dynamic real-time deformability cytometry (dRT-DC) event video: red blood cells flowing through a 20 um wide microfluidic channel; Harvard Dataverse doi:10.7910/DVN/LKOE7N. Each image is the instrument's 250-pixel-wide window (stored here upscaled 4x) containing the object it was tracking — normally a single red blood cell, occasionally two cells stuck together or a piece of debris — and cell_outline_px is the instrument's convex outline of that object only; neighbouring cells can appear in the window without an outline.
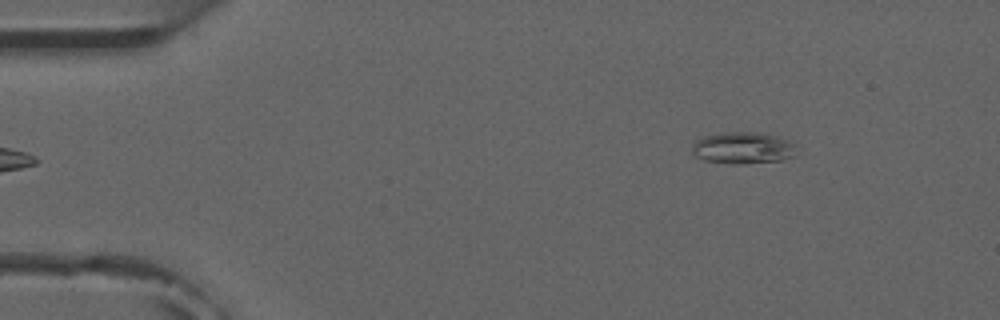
{"species": "common noctule bat (a hibernating species)", "species_latin": "Nyctalus noctula", "temperature_condition": "room temperature", "stored_images_in_passage": 5, "camera_frame_rate_fps": 3000, "um_per_image_px": 0.085, "animal": {"sex": "male", "forearm_length_mm": 52.5}, "frame": {"image": 1, "passage_image": 5, "time_ms": 4.333, "image_size_px": [1000, 320], "cell_outline_px": [[796, 156], [780, 160], [740, 164], [728, 164], [704, 160], [696, 156], [692, 152], [692, 144], [696, 140], [704, 136], [724, 132], [760, 132], [776, 136], [788, 140], [796, 144]], "centroid_in_image_um": [63.16, 12.57], "position_along_channel_um": 21.8, "area_um2": 19.54}}